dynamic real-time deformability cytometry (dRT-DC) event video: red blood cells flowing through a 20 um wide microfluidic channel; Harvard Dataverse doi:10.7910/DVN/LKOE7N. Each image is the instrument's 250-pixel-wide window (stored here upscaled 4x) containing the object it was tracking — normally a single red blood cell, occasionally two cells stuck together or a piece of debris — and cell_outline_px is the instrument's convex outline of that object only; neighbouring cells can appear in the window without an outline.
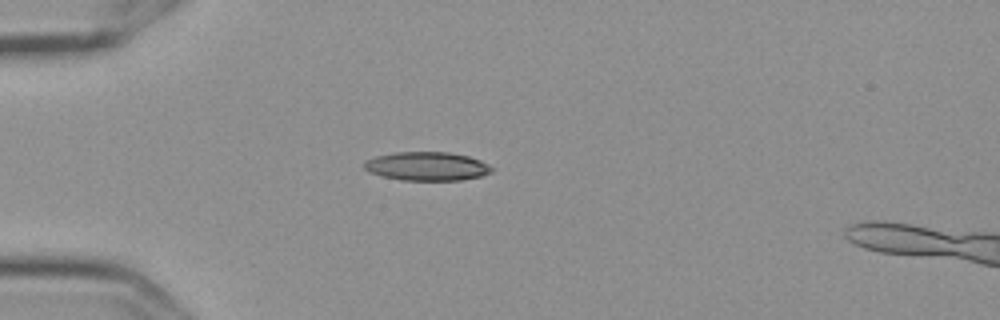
{"species": "Egyptian fruit bat (a non-hibernating species)", "species_latin": "Rousettus aegyptiacus", "temperature_condition": "cold", "stored_images_in_passage": 42, "camera_frame_rate_fps": 3000, "um_per_image_px": 0.085, "frame": {"image": 1, "passage_image": 1, "time_ms": 0.0, "image_size_px": [1000, 320], "cell_outline_px": [[496, 168], [492, 172], [480, 176], [460, 180], [400, 180], [368, 172], [364, 168], [364, 160], [376, 156], [396, 152], [448, 152], [468, 156], [480, 160]], "centroid_in_image_um": [36.3, 14.13], "position_along_channel_um": 48.7, "area_um2": 21.39}}
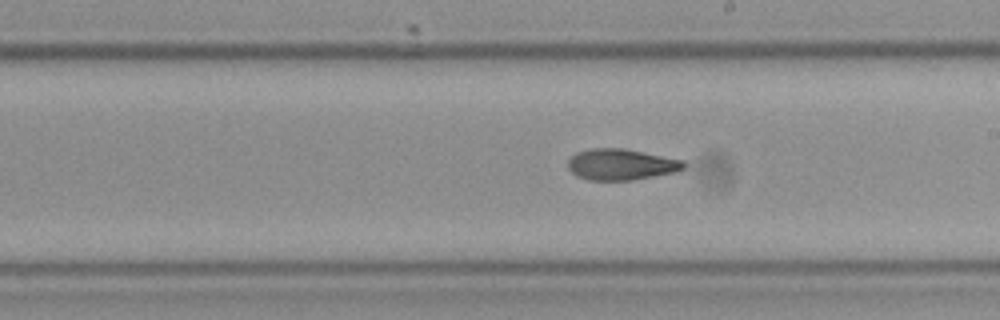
{"frame": {"image": 2, "passage_image": 18, "time_ms": 5.667, "image_size_px": [1000, 320], "cell_outline_px": [[688, 164], [680, 172], [632, 180], [588, 180], [576, 176], [568, 168], [568, 160], [576, 152], [592, 148], [624, 148], [684, 160]], "centroid_in_image_um": [52.84, 13.98], "position_along_channel_um": 236.2, "area_um2": 21.33}}
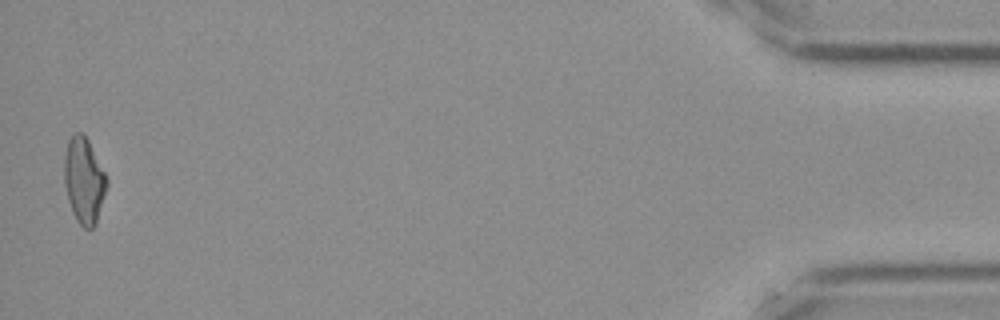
{"frame": {"image": 3, "passage_image": 41, "time_ms": 13.333, "image_size_px": [1000, 320], "cell_outline_px": [[108, 184], [96, 224], [92, 228], [84, 228], [76, 220], [72, 212], [68, 200], [64, 184], [64, 156], [68, 140], [76, 132], [80, 132], [88, 140], [108, 180]], "centroid_in_image_um": [7.13, 15.36], "position_along_channel_um": 428.1, "area_um2": 21.15}, "authors_computed_cell_mechanics": {"area_um2": 21.1259, "velocity_mm_per_s": 3.6237, "shape_relaxation_time_tau1_ms": null, "shape_relaxation_time_tau2_ms": 4.8368, "deformation_change_tau1": null, "deformation_change_tau2": 0.1259}}